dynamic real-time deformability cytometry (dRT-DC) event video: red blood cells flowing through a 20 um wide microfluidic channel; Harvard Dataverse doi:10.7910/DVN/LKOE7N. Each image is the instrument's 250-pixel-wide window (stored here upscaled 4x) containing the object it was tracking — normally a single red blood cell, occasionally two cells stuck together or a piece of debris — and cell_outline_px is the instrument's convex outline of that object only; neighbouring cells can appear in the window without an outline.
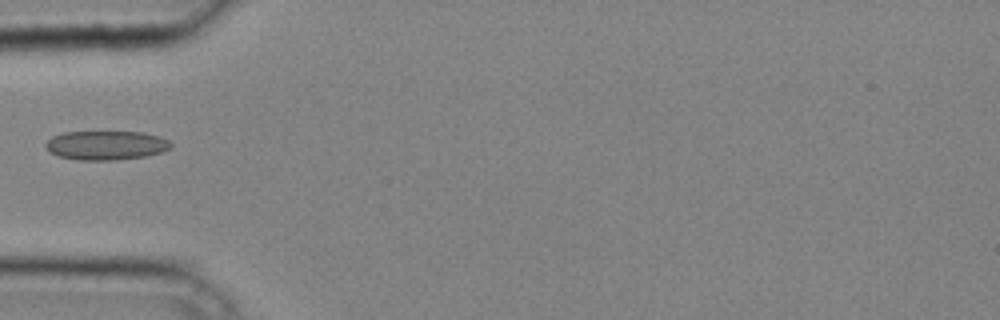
{"species": "common noctule bat (a hibernating species)", "species_latin": "Nyctalus noctula", "temperature_condition": "cold", "stored_images_in_passage": 26, "camera_frame_rate_fps": 3000, "um_per_image_px": 0.085, "animal": {"sex": "male", "body_mass_g": 20.4}, "frame": {"image": 1, "passage_image": 1, "time_ms": 0.0, "image_size_px": [1000, 320], "cell_outline_px": [[172, 148], [160, 152], [144, 156], [116, 160], [76, 160], [60, 156], [48, 152], [44, 144], [52, 136], [64, 132], [140, 132], [160, 136], [168, 140], [172, 144]], "centroid_in_image_um": [9.0, 12.35], "position_along_channel_um": 76.0, "area_um2": 21.27}}
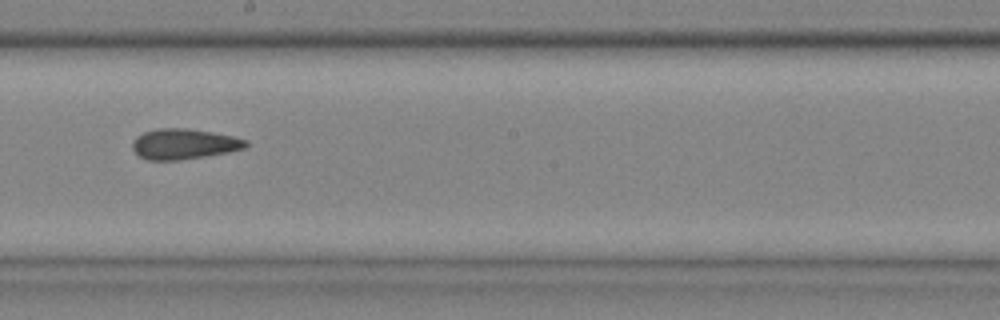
{"frame": {"image": 2, "passage_image": 11, "time_ms": 3.333, "image_size_px": [1000, 320], "cell_outline_px": [[248, 144], [244, 148], [228, 152], [180, 160], [148, 160], [136, 156], [132, 148], [132, 140], [136, 136], [144, 132], [156, 128], [188, 128], [212, 132], [232, 136], [248, 140]], "centroid_in_image_um": [15.58, 12.24], "position_along_channel_um": 232.6, "area_um2": 20.29}}
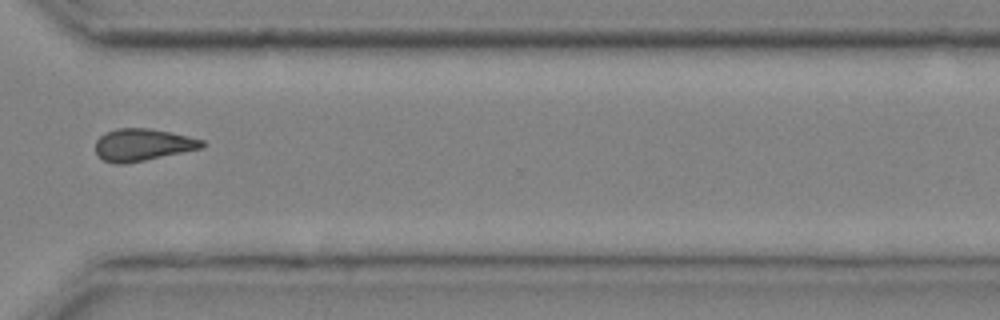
{"frame": {"image": 3, "passage_image": 19, "time_ms": 6.0, "image_size_px": [1000, 320], "cell_outline_px": [[204, 148], [124, 164], [116, 164], [104, 160], [96, 152], [96, 140], [104, 132], [116, 128], [148, 128], [188, 136], [204, 140]], "centroid_in_image_um": [12.12, 12.3], "position_along_channel_um": 358.5, "area_um2": 19.88}}